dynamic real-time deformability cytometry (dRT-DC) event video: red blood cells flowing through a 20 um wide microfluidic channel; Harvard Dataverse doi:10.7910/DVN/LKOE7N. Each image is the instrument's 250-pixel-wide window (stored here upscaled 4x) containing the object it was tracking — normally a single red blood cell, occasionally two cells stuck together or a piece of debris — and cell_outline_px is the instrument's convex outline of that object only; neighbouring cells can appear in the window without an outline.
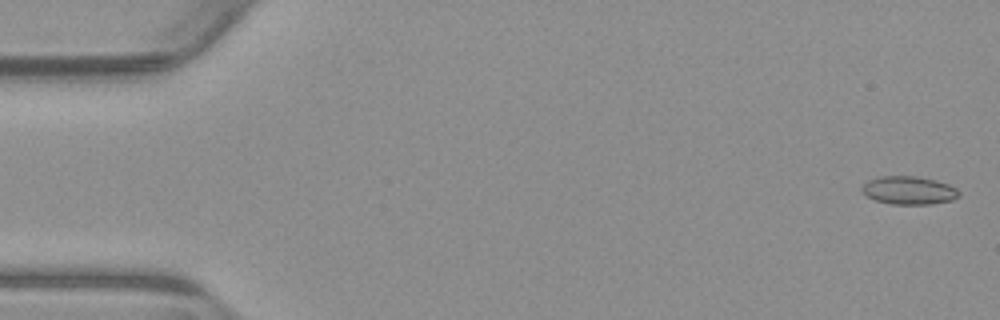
{"species": "common noctule bat (a hibernating species)", "species_latin": "Nyctalus noctula", "temperature_condition": "warm", "stored_images_in_passage": 55, "camera_frame_rate_fps": 3000, "um_per_image_px": 0.085, "animal": {"sex": "male", "body_mass_g": 23.1, "forearm_length_mm": 52.7}, "frame": {"image": 1, "passage_image": 2, "time_ms": 0.333, "image_size_px": [1000, 320], "cell_outline_px": [[960, 196], [952, 200], [932, 204], [892, 204], [876, 200], [868, 196], [860, 188], [868, 180], [880, 176], [912, 176], [936, 180], [948, 184], [956, 188], [960, 192]], "centroid_in_image_um": [77.28, 16.18], "position_along_channel_um": 7.7, "area_um2": 15.84}}
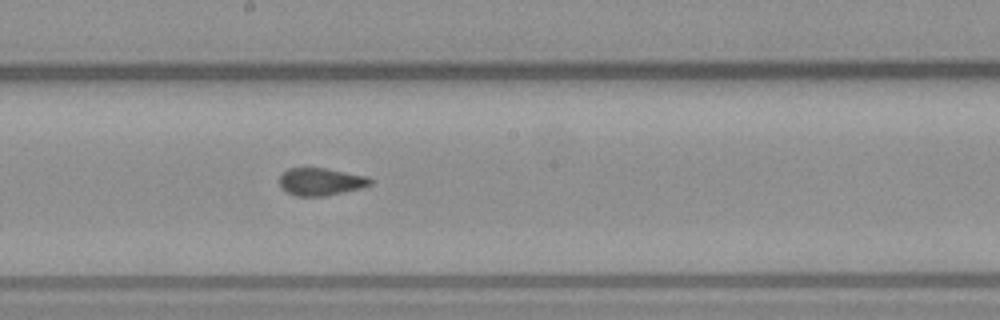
{"frame": {"image": 2, "passage_image": 30, "time_ms": 9.667, "image_size_px": [1000, 320], "cell_outline_px": [[372, 184], [360, 188], [344, 192], [324, 196], [296, 196], [280, 188], [280, 176], [288, 168], [324, 168], [368, 176], [372, 180]], "centroid_in_image_um": [27.27, 15.44], "position_along_channel_um": 220.9, "area_um2": 14.51}}
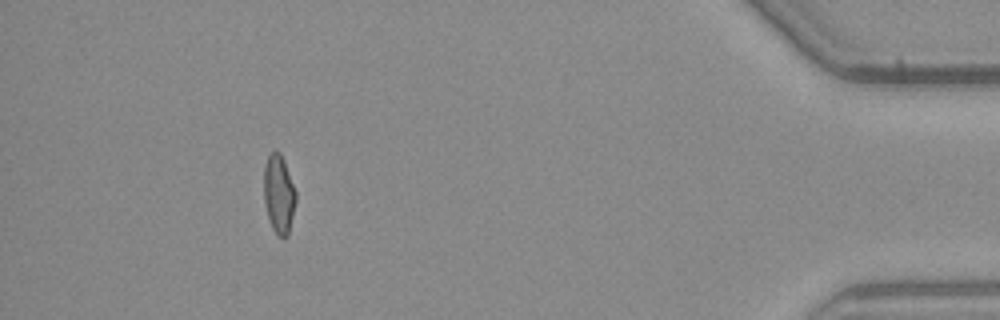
{"frame": {"image": 3, "passage_image": 50, "time_ms": 16.333, "image_size_px": [1000, 320], "cell_outline_px": [[296, 200], [288, 236], [284, 240], [276, 236], [272, 228], [264, 204], [264, 168], [268, 156], [276, 148], [280, 152], [284, 160], [296, 192]], "centroid_in_image_um": [23.7, 16.53], "position_along_channel_um": 411.5, "area_um2": 14.85}, "authors_computed_cell_mechanics": {"area_um2": 15.2592, "velocity_mm_per_s": 3.8435, "shape_relaxation_time_tau1_ms": null, "shape_relaxation_time_tau2_ms": 1.0483, "deformation_change_tau1": null, "deformation_change_tau2": 0.0611}}